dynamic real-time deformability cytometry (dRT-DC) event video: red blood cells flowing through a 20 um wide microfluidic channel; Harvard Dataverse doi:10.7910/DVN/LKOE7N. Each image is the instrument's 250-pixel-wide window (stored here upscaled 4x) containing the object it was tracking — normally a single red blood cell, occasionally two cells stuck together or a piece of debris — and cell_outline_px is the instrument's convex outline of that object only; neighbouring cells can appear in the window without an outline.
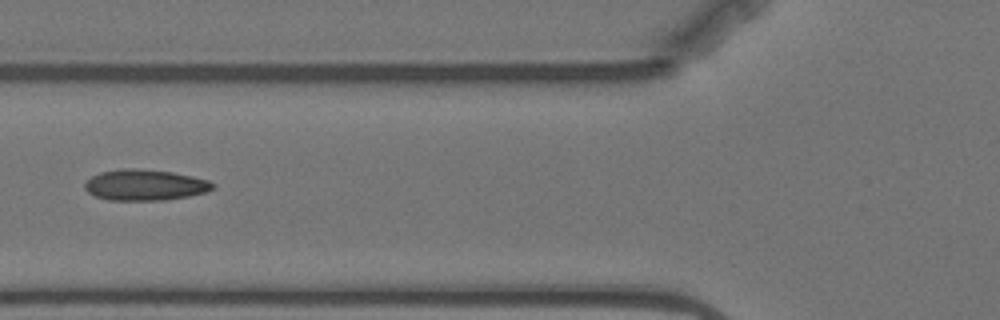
{"species": "Egyptian fruit bat (a non-hibernating species)", "species_latin": "Rousettus aegyptiacus", "temperature_condition": "warm", "stored_images_in_passage": 7, "camera_frame_rate_fps": 3000, "um_per_image_px": 0.085, "animal": {"sex": "female"}, "frame": {"image": 1, "passage_image": 6, "time_ms": 5.667, "image_size_px": [1000, 320], "cell_outline_px": [[216, 188], [204, 192], [188, 196], [164, 200], [108, 200], [96, 196], [88, 192], [84, 188], [84, 184], [92, 176], [100, 172], [120, 168], [136, 168], [172, 172], [192, 176], [208, 180], [216, 184]], "centroid_in_image_um": [12.32, 15.72], "position_along_channel_um": 113.5, "area_um2": 23.12}}
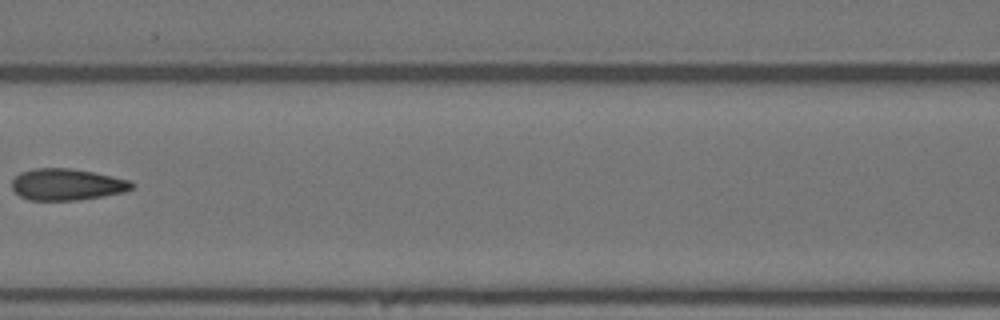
{"frame": {"image": 2, "passage_image": 7, "time_ms": 7.0, "image_size_px": [1000, 320], "cell_outline_px": [[136, 184], [132, 188], [124, 192], [104, 196], [80, 200], [28, 200], [20, 196], [12, 188], [12, 180], [20, 172], [32, 168], [68, 168], [92, 172], [112, 176], [128, 180]], "centroid_in_image_um": [5.68, 15.68], "position_along_channel_um": 160.9, "area_um2": 22.08}}